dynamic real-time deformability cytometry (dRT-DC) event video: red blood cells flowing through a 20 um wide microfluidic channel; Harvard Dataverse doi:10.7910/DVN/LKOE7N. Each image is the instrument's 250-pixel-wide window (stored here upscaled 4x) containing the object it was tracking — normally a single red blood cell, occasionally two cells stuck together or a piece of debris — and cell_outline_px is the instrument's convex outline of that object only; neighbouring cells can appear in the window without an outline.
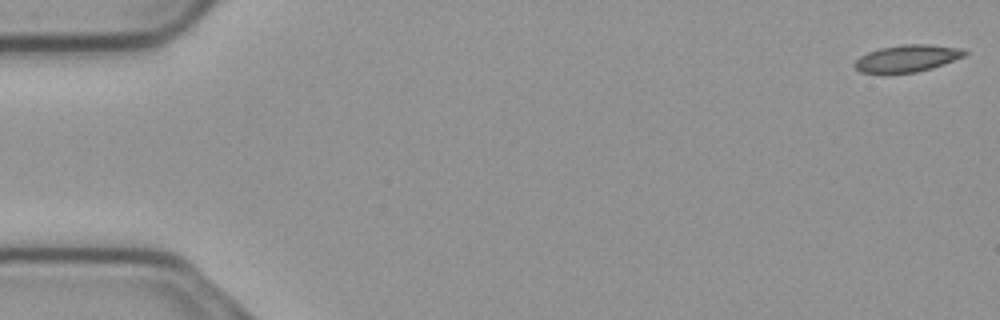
{"species": "common noctule bat (a hibernating species)", "species_latin": "Nyctalus noctula", "temperature_condition": "cold", "stored_images_in_passage": 55, "camera_frame_rate_fps": 3000, "um_per_image_px": 0.085, "animal": {"sex": "male", "body_mass_g": 23.1, "forearm_length_mm": 52.7}, "frame": {"image": 1, "passage_image": 1, "time_ms": 0.0, "image_size_px": [1000, 320], "cell_outline_px": [[968, 52], [964, 56], [944, 64], [932, 68], [916, 72], [860, 72], [852, 64], [860, 56], [868, 52], [880, 48], [904, 44], [928, 44], [964, 48]], "centroid_in_image_um": [77.15, 4.94], "position_along_channel_um": 7.9, "area_um2": 17.17}}
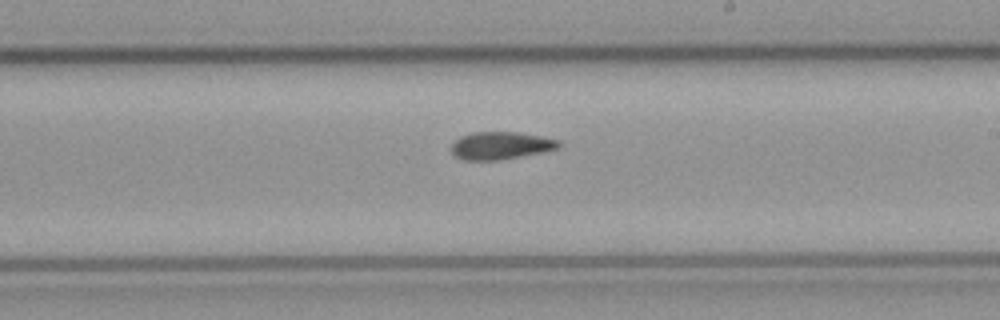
{"frame": {"image": 2, "passage_image": 32, "time_ms": 10.333, "image_size_px": [1000, 320], "cell_outline_px": [[564, 144], [556, 148], [540, 152], [496, 160], [464, 160], [456, 156], [452, 152], [452, 144], [460, 136], [472, 132], [520, 132], [560, 140]], "centroid_in_image_um": [42.56, 12.35], "position_along_channel_um": 246.4, "area_um2": 17.05}}
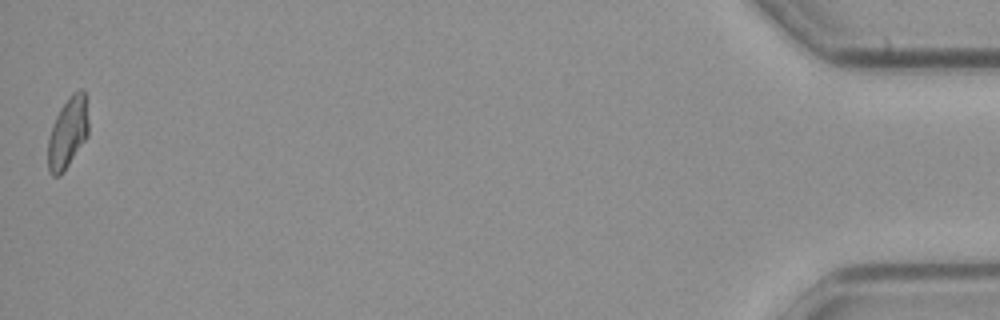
{"frame": {"image": 3, "passage_image": 55, "time_ms": 18.0, "image_size_px": [1000, 320], "cell_outline_px": [[88, 136], [64, 172], [60, 176], [52, 176], [48, 168], [48, 140], [52, 124], [60, 108], [68, 96], [72, 92], [80, 88], [84, 92], [88, 120]], "centroid_in_image_um": [5.75, 11.29], "position_along_channel_um": 429.4, "area_um2": 16.88}, "authors_computed_cell_mechanics": {"area_um2": 17.3978, "velocity_mm_per_s": 3.7173, "shape_relaxation_time_tau1_ms": 10.1025, "shape_relaxation_time_tau2_ms": null, "deformation_change_tau1": 0.1817, "deformation_change_tau2": null}}